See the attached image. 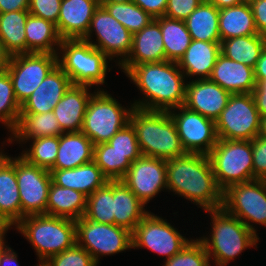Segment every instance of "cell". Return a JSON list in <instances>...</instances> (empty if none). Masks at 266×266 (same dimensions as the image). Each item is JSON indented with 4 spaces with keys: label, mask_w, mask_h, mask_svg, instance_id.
<instances>
[{
    "label": "cell",
    "mask_w": 266,
    "mask_h": 266,
    "mask_svg": "<svg viewBox=\"0 0 266 266\" xmlns=\"http://www.w3.org/2000/svg\"><path fill=\"white\" fill-rule=\"evenodd\" d=\"M167 189L190 200L204 211L222 208L223 191L218 187L208 155L186 152L166 161Z\"/></svg>",
    "instance_id": "cell-1"
},
{
    "label": "cell",
    "mask_w": 266,
    "mask_h": 266,
    "mask_svg": "<svg viewBox=\"0 0 266 266\" xmlns=\"http://www.w3.org/2000/svg\"><path fill=\"white\" fill-rule=\"evenodd\" d=\"M145 98L134 101V108L169 111L184 105L185 75L174 61L143 63L125 74Z\"/></svg>",
    "instance_id": "cell-2"
},
{
    "label": "cell",
    "mask_w": 266,
    "mask_h": 266,
    "mask_svg": "<svg viewBox=\"0 0 266 266\" xmlns=\"http://www.w3.org/2000/svg\"><path fill=\"white\" fill-rule=\"evenodd\" d=\"M129 123L143 156L167 161L186 153L168 111L134 108Z\"/></svg>",
    "instance_id": "cell-3"
},
{
    "label": "cell",
    "mask_w": 266,
    "mask_h": 266,
    "mask_svg": "<svg viewBox=\"0 0 266 266\" xmlns=\"http://www.w3.org/2000/svg\"><path fill=\"white\" fill-rule=\"evenodd\" d=\"M206 212L211 214L212 233L211 236H203L199 240L216 266H226L247 247L257 245L259 236L237 217L228 214L223 208Z\"/></svg>",
    "instance_id": "cell-4"
},
{
    "label": "cell",
    "mask_w": 266,
    "mask_h": 266,
    "mask_svg": "<svg viewBox=\"0 0 266 266\" xmlns=\"http://www.w3.org/2000/svg\"><path fill=\"white\" fill-rule=\"evenodd\" d=\"M15 228L35 249L39 260H48L76 244L74 220L47 214L26 216Z\"/></svg>",
    "instance_id": "cell-5"
},
{
    "label": "cell",
    "mask_w": 266,
    "mask_h": 266,
    "mask_svg": "<svg viewBox=\"0 0 266 266\" xmlns=\"http://www.w3.org/2000/svg\"><path fill=\"white\" fill-rule=\"evenodd\" d=\"M58 65L73 85L92 87L105 83L108 57L83 39H63L59 46ZM62 56V57H61ZM61 57V58H60Z\"/></svg>",
    "instance_id": "cell-6"
},
{
    "label": "cell",
    "mask_w": 266,
    "mask_h": 266,
    "mask_svg": "<svg viewBox=\"0 0 266 266\" xmlns=\"http://www.w3.org/2000/svg\"><path fill=\"white\" fill-rule=\"evenodd\" d=\"M208 156L216 183L222 191L253 180L251 141L218 139Z\"/></svg>",
    "instance_id": "cell-7"
},
{
    "label": "cell",
    "mask_w": 266,
    "mask_h": 266,
    "mask_svg": "<svg viewBox=\"0 0 266 266\" xmlns=\"http://www.w3.org/2000/svg\"><path fill=\"white\" fill-rule=\"evenodd\" d=\"M89 99L81 132L94 145L107 143L120 129L129 123L130 113L134 109L121 106L104 90L93 92Z\"/></svg>",
    "instance_id": "cell-8"
},
{
    "label": "cell",
    "mask_w": 266,
    "mask_h": 266,
    "mask_svg": "<svg viewBox=\"0 0 266 266\" xmlns=\"http://www.w3.org/2000/svg\"><path fill=\"white\" fill-rule=\"evenodd\" d=\"M218 139L249 140L258 136L260 115L251 93L232 94L215 120Z\"/></svg>",
    "instance_id": "cell-9"
},
{
    "label": "cell",
    "mask_w": 266,
    "mask_h": 266,
    "mask_svg": "<svg viewBox=\"0 0 266 266\" xmlns=\"http://www.w3.org/2000/svg\"><path fill=\"white\" fill-rule=\"evenodd\" d=\"M222 208L258 236L251 223L266 227V180L255 179L229 186L223 191Z\"/></svg>",
    "instance_id": "cell-10"
},
{
    "label": "cell",
    "mask_w": 266,
    "mask_h": 266,
    "mask_svg": "<svg viewBox=\"0 0 266 266\" xmlns=\"http://www.w3.org/2000/svg\"><path fill=\"white\" fill-rule=\"evenodd\" d=\"M76 244L99 264V257L132 248V232L115 224L96 223L84 217L75 221Z\"/></svg>",
    "instance_id": "cell-11"
},
{
    "label": "cell",
    "mask_w": 266,
    "mask_h": 266,
    "mask_svg": "<svg viewBox=\"0 0 266 266\" xmlns=\"http://www.w3.org/2000/svg\"><path fill=\"white\" fill-rule=\"evenodd\" d=\"M192 239L184 237L166 219L148 213L132 232V248H147L169 260Z\"/></svg>",
    "instance_id": "cell-12"
},
{
    "label": "cell",
    "mask_w": 266,
    "mask_h": 266,
    "mask_svg": "<svg viewBox=\"0 0 266 266\" xmlns=\"http://www.w3.org/2000/svg\"><path fill=\"white\" fill-rule=\"evenodd\" d=\"M57 55L50 53H24L12 56L7 71L12 80L15 98L20 105L24 103L58 64Z\"/></svg>",
    "instance_id": "cell-13"
},
{
    "label": "cell",
    "mask_w": 266,
    "mask_h": 266,
    "mask_svg": "<svg viewBox=\"0 0 266 266\" xmlns=\"http://www.w3.org/2000/svg\"><path fill=\"white\" fill-rule=\"evenodd\" d=\"M93 32L97 36V42L94 43L90 41ZM83 40L104 53L109 60L114 57L120 59L118 65L127 58L132 48V33L101 5L96 9Z\"/></svg>",
    "instance_id": "cell-14"
},
{
    "label": "cell",
    "mask_w": 266,
    "mask_h": 266,
    "mask_svg": "<svg viewBox=\"0 0 266 266\" xmlns=\"http://www.w3.org/2000/svg\"><path fill=\"white\" fill-rule=\"evenodd\" d=\"M16 178L21 200V220L26 216L46 214L52 182L50 171L16 158Z\"/></svg>",
    "instance_id": "cell-15"
},
{
    "label": "cell",
    "mask_w": 266,
    "mask_h": 266,
    "mask_svg": "<svg viewBox=\"0 0 266 266\" xmlns=\"http://www.w3.org/2000/svg\"><path fill=\"white\" fill-rule=\"evenodd\" d=\"M179 110L176 112V110ZM186 152L208 155L218 141L215 121L179 106L168 111Z\"/></svg>",
    "instance_id": "cell-16"
},
{
    "label": "cell",
    "mask_w": 266,
    "mask_h": 266,
    "mask_svg": "<svg viewBox=\"0 0 266 266\" xmlns=\"http://www.w3.org/2000/svg\"><path fill=\"white\" fill-rule=\"evenodd\" d=\"M166 160L141 156L129 167L124 184L145 205L161 190H167Z\"/></svg>",
    "instance_id": "cell-17"
},
{
    "label": "cell",
    "mask_w": 266,
    "mask_h": 266,
    "mask_svg": "<svg viewBox=\"0 0 266 266\" xmlns=\"http://www.w3.org/2000/svg\"><path fill=\"white\" fill-rule=\"evenodd\" d=\"M231 95L210 79L195 78L186 83L183 106L215 121L226 107Z\"/></svg>",
    "instance_id": "cell-18"
},
{
    "label": "cell",
    "mask_w": 266,
    "mask_h": 266,
    "mask_svg": "<svg viewBox=\"0 0 266 266\" xmlns=\"http://www.w3.org/2000/svg\"><path fill=\"white\" fill-rule=\"evenodd\" d=\"M72 85L69 76L57 64L21 105L20 114H40L53 108Z\"/></svg>",
    "instance_id": "cell-19"
},
{
    "label": "cell",
    "mask_w": 266,
    "mask_h": 266,
    "mask_svg": "<svg viewBox=\"0 0 266 266\" xmlns=\"http://www.w3.org/2000/svg\"><path fill=\"white\" fill-rule=\"evenodd\" d=\"M166 61L160 23L153 19L141 31L132 34V48L118 66L126 74L133 66Z\"/></svg>",
    "instance_id": "cell-20"
},
{
    "label": "cell",
    "mask_w": 266,
    "mask_h": 266,
    "mask_svg": "<svg viewBox=\"0 0 266 266\" xmlns=\"http://www.w3.org/2000/svg\"><path fill=\"white\" fill-rule=\"evenodd\" d=\"M99 0H62L56 28L61 39H83Z\"/></svg>",
    "instance_id": "cell-21"
},
{
    "label": "cell",
    "mask_w": 266,
    "mask_h": 266,
    "mask_svg": "<svg viewBox=\"0 0 266 266\" xmlns=\"http://www.w3.org/2000/svg\"><path fill=\"white\" fill-rule=\"evenodd\" d=\"M209 79L231 94L252 93L256 85L254 68L233 61L221 53Z\"/></svg>",
    "instance_id": "cell-22"
},
{
    "label": "cell",
    "mask_w": 266,
    "mask_h": 266,
    "mask_svg": "<svg viewBox=\"0 0 266 266\" xmlns=\"http://www.w3.org/2000/svg\"><path fill=\"white\" fill-rule=\"evenodd\" d=\"M91 87L71 85L62 99L53 108L63 133L80 132L83 125L86 108L92 94Z\"/></svg>",
    "instance_id": "cell-23"
},
{
    "label": "cell",
    "mask_w": 266,
    "mask_h": 266,
    "mask_svg": "<svg viewBox=\"0 0 266 266\" xmlns=\"http://www.w3.org/2000/svg\"><path fill=\"white\" fill-rule=\"evenodd\" d=\"M50 173L54 184L80 191L87 197L109 181L94 161L73 169H51Z\"/></svg>",
    "instance_id": "cell-24"
},
{
    "label": "cell",
    "mask_w": 266,
    "mask_h": 266,
    "mask_svg": "<svg viewBox=\"0 0 266 266\" xmlns=\"http://www.w3.org/2000/svg\"><path fill=\"white\" fill-rule=\"evenodd\" d=\"M221 42L191 40L190 46L179 59L178 66L187 78L209 79L220 52Z\"/></svg>",
    "instance_id": "cell-25"
},
{
    "label": "cell",
    "mask_w": 266,
    "mask_h": 266,
    "mask_svg": "<svg viewBox=\"0 0 266 266\" xmlns=\"http://www.w3.org/2000/svg\"><path fill=\"white\" fill-rule=\"evenodd\" d=\"M93 154L94 144L83 132L62 133L52 169H73L93 161Z\"/></svg>",
    "instance_id": "cell-26"
},
{
    "label": "cell",
    "mask_w": 266,
    "mask_h": 266,
    "mask_svg": "<svg viewBox=\"0 0 266 266\" xmlns=\"http://www.w3.org/2000/svg\"><path fill=\"white\" fill-rule=\"evenodd\" d=\"M114 224L133 232L137 224L149 213L145 204L124 184L113 181Z\"/></svg>",
    "instance_id": "cell-27"
},
{
    "label": "cell",
    "mask_w": 266,
    "mask_h": 266,
    "mask_svg": "<svg viewBox=\"0 0 266 266\" xmlns=\"http://www.w3.org/2000/svg\"><path fill=\"white\" fill-rule=\"evenodd\" d=\"M25 34L26 53L58 54L62 39L53 22L29 14L25 25Z\"/></svg>",
    "instance_id": "cell-28"
},
{
    "label": "cell",
    "mask_w": 266,
    "mask_h": 266,
    "mask_svg": "<svg viewBox=\"0 0 266 266\" xmlns=\"http://www.w3.org/2000/svg\"><path fill=\"white\" fill-rule=\"evenodd\" d=\"M86 203L87 196L82 192L51 182L46 214L76 221L84 216Z\"/></svg>",
    "instance_id": "cell-29"
},
{
    "label": "cell",
    "mask_w": 266,
    "mask_h": 266,
    "mask_svg": "<svg viewBox=\"0 0 266 266\" xmlns=\"http://www.w3.org/2000/svg\"><path fill=\"white\" fill-rule=\"evenodd\" d=\"M219 33L221 41L258 34L248 1L219 10Z\"/></svg>",
    "instance_id": "cell-30"
},
{
    "label": "cell",
    "mask_w": 266,
    "mask_h": 266,
    "mask_svg": "<svg viewBox=\"0 0 266 266\" xmlns=\"http://www.w3.org/2000/svg\"><path fill=\"white\" fill-rule=\"evenodd\" d=\"M63 132L53 111L40 114H20L15 128L11 131L8 142L15 138L19 142H27L39 137L59 136ZM14 135V136H13Z\"/></svg>",
    "instance_id": "cell-31"
},
{
    "label": "cell",
    "mask_w": 266,
    "mask_h": 266,
    "mask_svg": "<svg viewBox=\"0 0 266 266\" xmlns=\"http://www.w3.org/2000/svg\"><path fill=\"white\" fill-rule=\"evenodd\" d=\"M192 40L221 42L219 33V9L203 2L184 20Z\"/></svg>",
    "instance_id": "cell-32"
},
{
    "label": "cell",
    "mask_w": 266,
    "mask_h": 266,
    "mask_svg": "<svg viewBox=\"0 0 266 266\" xmlns=\"http://www.w3.org/2000/svg\"><path fill=\"white\" fill-rule=\"evenodd\" d=\"M0 213L16 225L21 220V200L16 178V157L0 170Z\"/></svg>",
    "instance_id": "cell-33"
},
{
    "label": "cell",
    "mask_w": 266,
    "mask_h": 266,
    "mask_svg": "<svg viewBox=\"0 0 266 266\" xmlns=\"http://www.w3.org/2000/svg\"><path fill=\"white\" fill-rule=\"evenodd\" d=\"M266 46V36L255 34L222 40L220 52L225 57L255 68Z\"/></svg>",
    "instance_id": "cell-34"
},
{
    "label": "cell",
    "mask_w": 266,
    "mask_h": 266,
    "mask_svg": "<svg viewBox=\"0 0 266 266\" xmlns=\"http://www.w3.org/2000/svg\"><path fill=\"white\" fill-rule=\"evenodd\" d=\"M164 43L166 61L178 62L190 46L191 36L184 20L158 17Z\"/></svg>",
    "instance_id": "cell-35"
},
{
    "label": "cell",
    "mask_w": 266,
    "mask_h": 266,
    "mask_svg": "<svg viewBox=\"0 0 266 266\" xmlns=\"http://www.w3.org/2000/svg\"><path fill=\"white\" fill-rule=\"evenodd\" d=\"M28 10L0 14V40L13 55L26 53L25 25Z\"/></svg>",
    "instance_id": "cell-36"
},
{
    "label": "cell",
    "mask_w": 266,
    "mask_h": 266,
    "mask_svg": "<svg viewBox=\"0 0 266 266\" xmlns=\"http://www.w3.org/2000/svg\"><path fill=\"white\" fill-rule=\"evenodd\" d=\"M93 161L109 181L122 180L132 162L108 143L94 145Z\"/></svg>",
    "instance_id": "cell-37"
},
{
    "label": "cell",
    "mask_w": 266,
    "mask_h": 266,
    "mask_svg": "<svg viewBox=\"0 0 266 266\" xmlns=\"http://www.w3.org/2000/svg\"><path fill=\"white\" fill-rule=\"evenodd\" d=\"M83 217L96 223L114 224L113 181H108L87 197Z\"/></svg>",
    "instance_id": "cell-38"
},
{
    "label": "cell",
    "mask_w": 266,
    "mask_h": 266,
    "mask_svg": "<svg viewBox=\"0 0 266 266\" xmlns=\"http://www.w3.org/2000/svg\"><path fill=\"white\" fill-rule=\"evenodd\" d=\"M102 6L132 34L141 31L154 19L133 1Z\"/></svg>",
    "instance_id": "cell-39"
},
{
    "label": "cell",
    "mask_w": 266,
    "mask_h": 266,
    "mask_svg": "<svg viewBox=\"0 0 266 266\" xmlns=\"http://www.w3.org/2000/svg\"><path fill=\"white\" fill-rule=\"evenodd\" d=\"M30 149L22 151L23 157L28 163L50 171L57 158L59 136H47L31 139Z\"/></svg>",
    "instance_id": "cell-40"
},
{
    "label": "cell",
    "mask_w": 266,
    "mask_h": 266,
    "mask_svg": "<svg viewBox=\"0 0 266 266\" xmlns=\"http://www.w3.org/2000/svg\"><path fill=\"white\" fill-rule=\"evenodd\" d=\"M20 109L8 71H0V121L10 132L17 125Z\"/></svg>",
    "instance_id": "cell-41"
},
{
    "label": "cell",
    "mask_w": 266,
    "mask_h": 266,
    "mask_svg": "<svg viewBox=\"0 0 266 266\" xmlns=\"http://www.w3.org/2000/svg\"><path fill=\"white\" fill-rule=\"evenodd\" d=\"M203 243L196 238L192 239L179 253L169 260H166L163 266H211Z\"/></svg>",
    "instance_id": "cell-42"
},
{
    "label": "cell",
    "mask_w": 266,
    "mask_h": 266,
    "mask_svg": "<svg viewBox=\"0 0 266 266\" xmlns=\"http://www.w3.org/2000/svg\"><path fill=\"white\" fill-rule=\"evenodd\" d=\"M107 143L118 153L125 154L132 163L142 156L134 128L130 123L120 129Z\"/></svg>",
    "instance_id": "cell-43"
},
{
    "label": "cell",
    "mask_w": 266,
    "mask_h": 266,
    "mask_svg": "<svg viewBox=\"0 0 266 266\" xmlns=\"http://www.w3.org/2000/svg\"><path fill=\"white\" fill-rule=\"evenodd\" d=\"M52 266H97L94 258L82 247L75 244L72 248L53 255L48 259Z\"/></svg>",
    "instance_id": "cell-44"
},
{
    "label": "cell",
    "mask_w": 266,
    "mask_h": 266,
    "mask_svg": "<svg viewBox=\"0 0 266 266\" xmlns=\"http://www.w3.org/2000/svg\"><path fill=\"white\" fill-rule=\"evenodd\" d=\"M62 0H30L28 12L57 24Z\"/></svg>",
    "instance_id": "cell-45"
},
{
    "label": "cell",
    "mask_w": 266,
    "mask_h": 266,
    "mask_svg": "<svg viewBox=\"0 0 266 266\" xmlns=\"http://www.w3.org/2000/svg\"><path fill=\"white\" fill-rule=\"evenodd\" d=\"M253 155V180H266V138L256 136L251 140Z\"/></svg>",
    "instance_id": "cell-46"
},
{
    "label": "cell",
    "mask_w": 266,
    "mask_h": 266,
    "mask_svg": "<svg viewBox=\"0 0 266 266\" xmlns=\"http://www.w3.org/2000/svg\"><path fill=\"white\" fill-rule=\"evenodd\" d=\"M202 2L203 0H168L164 16L185 20Z\"/></svg>",
    "instance_id": "cell-47"
},
{
    "label": "cell",
    "mask_w": 266,
    "mask_h": 266,
    "mask_svg": "<svg viewBox=\"0 0 266 266\" xmlns=\"http://www.w3.org/2000/svg\"><path fill=\"white\" fill-rule=\"evenodd\" d=\"M258 34L266 36V0H249Z\"/></svg>",
    "instance_id": "cell-48"
},
{
    "label": "cell",
    "mask_w": 266,
    "mask_h": 266,
    "mask_svg": "<svg viewBox=\"0 0 266 266\" xmlns=\"http://www.w3.org/2000/svg\"><path fill=\"white\" fill-rule=\"evenodd\" d=\"M154 19L165 14L168 0H132Z\"/></svg>",
    "instance_id": "cell-49"
},
{
    "label": "cell",
    "mask_w": 266,
    "mask_h": 266,
    "mask_svg": "<svg viewBox=\"0 0 266 266\" xmlns=\"http://www.w3.org/2000/svg\"><path fill=\"white\" fill-rule=\"evenodd\" d=\"M251 94L260 117L266 116V78L256 83Z\"/></svg>",
    "instance_id": "cell-50"
},
{
    "label": "cell",
    "mask_w": 266,
    "mask_h": 266,
    "mask_svg": "<svg viewBox=\"0 0 266 266\" xmlns=\"http://www.w3.org/2000/svg\"><path fill=\"white\" fill-rule=\"evenodd\" d=\"M30 0H0V14L28 10Z\"/></svg>",
    "instance_id": "cell-51"
},
{
    "label": "cell",
    "mask_w": 266,
    "mask_h": 266,
    "mask_svg": "<svg viewBox=\"0 0 266 266\" xmlns=\"http://www.w3.org/2000/svg\"><path fill=\"white\" fill-rule=\"evenodd\" d=\"M255 80L258 83L260 80L266 78V46L261 53L259 60L254 68Z\"/></svg>",
    "instance_id": "cell-52"
},
{
    "label": "cell",
    "mask_w": 266,
    "mask_h": 266,
    "mask_svg": "<svg viewBox=\"0 0 266 266\" xmlns=\"http://www.w3.org/2000/svg\"><path fill=\"white\" fill-rule=\"evenodd\" d=\"M12 59V54L6 49L0 40V71L7 70Z\"/></svg>",
    "instance_id": "cell-53"
},
{
    "label": "cell",
    "mask_w": 266,
    "mask_h": 266,
    "mask_svg": "<svg viewBox=\"0 0 266 266\" xmlns=\"http://www.w3.org/2000/svg\"><path fill=\"white\" fill-rule=\"evenodd\" d=\"M0 266H19L17 253L11 248L4 254Z\"/></svg>",
    "instance_id": "cell-54"
},
{
    "label": "cell",
    "mask_w": 266,
    "mask_h": 266,
    "mask_svg": "<svg viewBox=\"0 0 266 266\" xmlns=\"http://www.w3.org/2000/svg\"><path fill=\"white\" fill-rule=\"evenodd\" d=\"M206 2L213 4L219 10L227 7H232L243 3L245 0H205Z\"/></svg>",
    "instance_id": "cell-55"
},
{
    "label": "cell",
    "mask_w": 266,
    "mask_h": 266,
    "mask_svg": "<svg viewBox=\"0 0 266 266\" xmlns=\"http://www.w3.org/2000/svg\"><path fill=\"white\" fill-rule=\"evenodd\" d=\"M13 225L14 224L10 220L0 213V238L5 237V234Z\"/></svg>",
    "instance_id": "cell-56"
},
{
    "label": "cell",
    "mask_w": 266,
    "mask_h": 266,
    "mask_svg": "<svg viewBox=\"0 0 266 266\" xmlns=\"http://www.w3.org/2000/svg\"><path fill=\"white\" fill-rule=\"evenodd\" d=\"M258 136L266 138V116L260 117V130Z\"/></svg>",
    "instance_id": "cell-57"
},
{
    "label": "cell",
    "mask_w": 266,
    "mask_h": 266,
    "mask_svg": "<svg viewBox=\"0 0 266 266\" xmlns=\"http://www.w3.org/2000/svg\"><path fill=\"white\" fill-rule=\"evenodd\" d=\"M4 238L5 237L0 238V263H1V260L4 256V254L10 249V247L5 244Z\"/></svg>",
    "instance_id": "cell-58"
},
{
    "label": "cell",
    "mask_w": 266,
    "mask_h": 266,
    "mask_svg": "<svg viewBox=\"0 0 266 266\" xmlns=\"http://www.w3.org/2000/svg\"><path fill=\"white\" fill-rule=\"evenodd\" d=\"M0 170L2 169V167L11 159L10 156L6 155V153L4 154L2 150H0Z\"/></svg>",
    "instance_id": "cell-59"
},
{
    "label": "cell",
    "mask_w": 266,
    "mask_h": 266,
    "mask_svg": "<svg viewBox=\"0 0 266 266\" xmlns=\"http://www.w3.org/2000/svg\"><path fill=\"white\" fill-rule=\"evenodd\" d=\"M132 0H99V4L102 6L104 4H110V3H127Z\"/></svg>",
    "instance_id": "cell-60"
},
{
    "label": "cell",
    "mask_w": 266,
    "mask_h": 266,
    "mask_svg": "<svg viewBox=\"0 0 266 266\" xmlns=\"http://www.w3.org/2000/svg\"><path fill=\"white\" fill-rule=\"evenodd\" d=\"M39 263L37 264V266H52L48 260H38Z\"/></svg>",
    "instance_id": "cell-61"
}]
</instances>
